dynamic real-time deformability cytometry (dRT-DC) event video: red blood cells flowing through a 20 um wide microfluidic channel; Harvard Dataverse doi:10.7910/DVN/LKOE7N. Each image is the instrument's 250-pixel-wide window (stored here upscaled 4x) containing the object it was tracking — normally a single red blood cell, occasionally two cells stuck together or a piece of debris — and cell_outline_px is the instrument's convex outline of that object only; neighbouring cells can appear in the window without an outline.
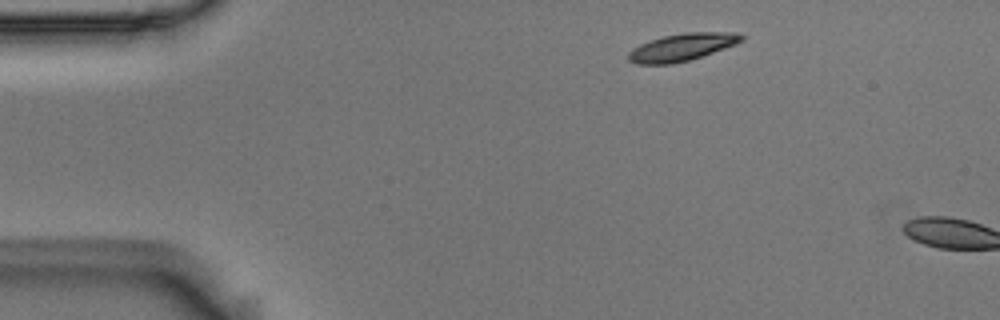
{"species": "Egyptian fruit bat (a non-hibernating species)", "species_latin": "Rousettus aegyptiacus", "temperature_condition": "room temperature", "stored_images_in_passage": 2, "camera_frame_rate_fps": 3000, "um_per_image_px": 0.085, "animal": {"sex": "male"}, "frame": {"image": 1, "passage_image": 1, "time_ms": 0.0, "image_size_px": [1000, 320], "cell_outline_px": [[744, 40], [736, 44], [688, 60], [672, 64], [636, 64], [628, 60], [628, 52], [632, 48], [640, 44], [664, 36], [684, 32], [736, 32], [744, 36]], "centroid_in_image_um": [57.96, 4.0], "position_along_channel_um": 27.0, "area_um2": 17.92}}